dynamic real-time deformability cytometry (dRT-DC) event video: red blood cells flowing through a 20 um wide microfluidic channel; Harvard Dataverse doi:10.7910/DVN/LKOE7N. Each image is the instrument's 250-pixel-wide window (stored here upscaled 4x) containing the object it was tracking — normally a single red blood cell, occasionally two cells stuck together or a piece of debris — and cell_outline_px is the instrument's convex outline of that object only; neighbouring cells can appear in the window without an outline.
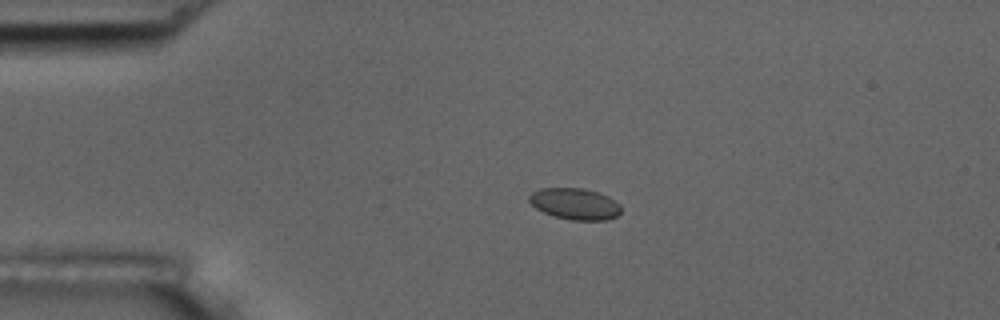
{"species": "common noctule bat (a hibernating species)", "species_latin": "Nyctalus noctula", "temperature_condition": "room temperature", "stored_images_in_passage": 4, "camera_frame_rate_fps": 3000, "um_per_image_px": 0.085, "animal": {"sex": "male", "body_mass_g": 17.5, "forearm_length_mm": 52.3}, "frame": {"image": 1, "passage_image": 3, "time_ms": 2.0, "image_size_px": [1000, 320], "cell_outline_px": [[620, 212], [616, 216], [608, 220], [572, 220], [556, 216], [544, 212], [536, 208], [528, 200], [528, 196], [532, 192], [540, 188], [584, 188], [600, 192], [608, 196], [620, 204]], "centroid_in_image_um": [48.88, 17.31], "position_along_channel_um": 36.1, "area_um2": 16.82}}